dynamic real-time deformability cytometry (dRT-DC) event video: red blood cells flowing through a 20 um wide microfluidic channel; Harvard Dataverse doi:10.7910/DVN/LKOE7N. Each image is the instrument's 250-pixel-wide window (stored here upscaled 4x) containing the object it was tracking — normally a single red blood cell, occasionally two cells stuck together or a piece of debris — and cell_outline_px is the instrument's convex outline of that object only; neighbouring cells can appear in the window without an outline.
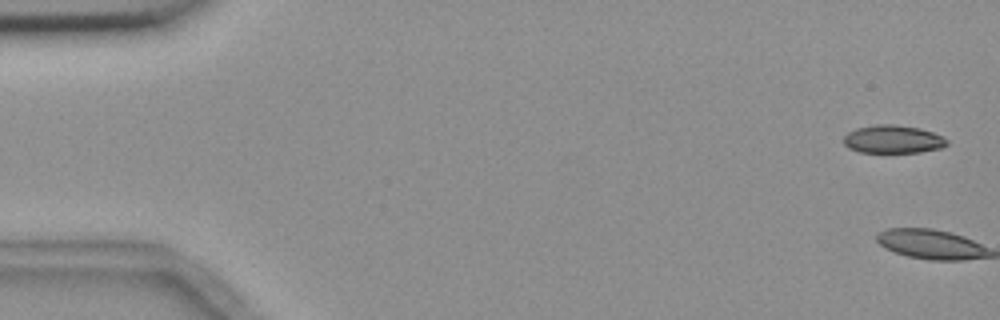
{"species": "common noctule bat (a hibernating species)", "species_latin": "Nyctalus noctula", "temperature_condition": "room temperature", "stored_images_in_passage": 5, "camera_frame_rate_fps": 3000, "um_per_image_px": 0.085, "animal": {"sex": "female", "body_mass_g": 18.4}, "frame": {"image": 1, "passage_image": 1, "time_ms": 0.0, "image_size_px": [1000, 320], "cell_outline_px": [[948, 144], [944, 148], [920, 152], [860, 152], [848, 148], [844, 144], [844, 136], [848, 132], [856, 128], [876, 124], [892, 124], [920, 128], [944, 136], [948, 140]], "centroid_in_image_um": [75.93, 11.83], "position_along_channel_um": 9.1, "area_um2": 17.05}}